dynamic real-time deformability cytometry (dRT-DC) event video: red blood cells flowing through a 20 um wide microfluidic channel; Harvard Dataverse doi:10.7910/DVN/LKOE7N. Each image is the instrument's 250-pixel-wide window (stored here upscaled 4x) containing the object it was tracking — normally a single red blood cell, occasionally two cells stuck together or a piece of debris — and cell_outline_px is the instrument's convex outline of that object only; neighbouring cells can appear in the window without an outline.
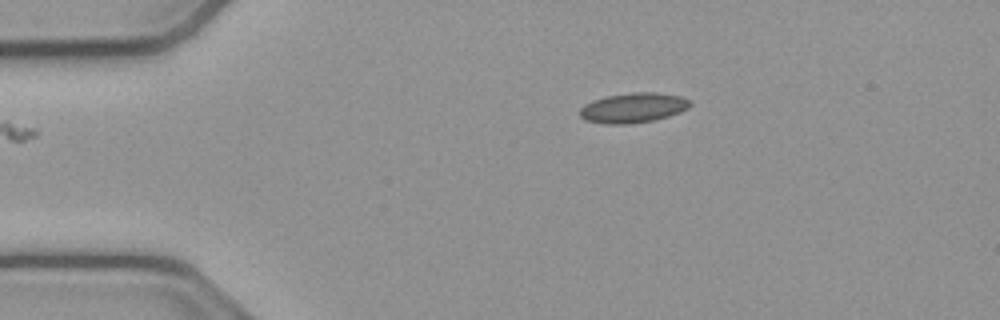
{"species": "common noctule bat (a hibernating species)", "species_latin": "Nyctalus noctula", "temperature_condition": "cold", "stored_images_in_passage": 44, "camera_frame_rate_fps": 3000, "um_per_image_px": 0.085, "animal": {"sex": "male", "body_mass_g": 23.1, "forearm_length_mm": 52.7}, "frame": {"image": 1, "passage_image": 1, "time_ms": 0.0, "image_size_px": [1000, 320], "cell_outline_px": [[692, 104], [688, 108], [680, 112], [668, 116], [652, 120], [628, 124], [604, 124], [584, 120], [580, 116], [580, 108], [584, 104], [592, 100], [608, 96], [632, 92], [656, 92], [680, 96], [688, 100]], "centroid_in_image_um": [53.79, 9.16], "position_along_channel_um": 31.2, "area_um2": 19.19}}
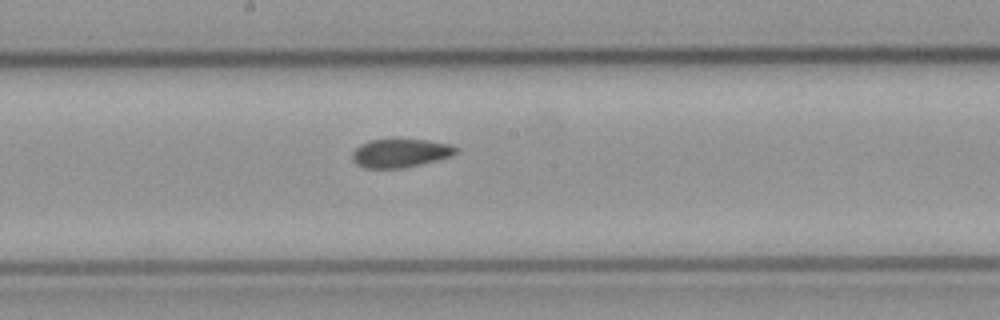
{"frame": {"image": 2, "passage_image": 19, "time_ms": 6.0, "image_size_px": [1000, 320], "cell_outline_px": [[460, 148], [452, 156], [404, 168], [364, 168], [356, 164], [352, 160], [352, 152], [360, 144], [368, 140], [424, 140], [452, 144]], "centroid_in_image_um": [34.02, 13.02], "position_along_channel_um": 214.2, "area_um2": 17.22}}
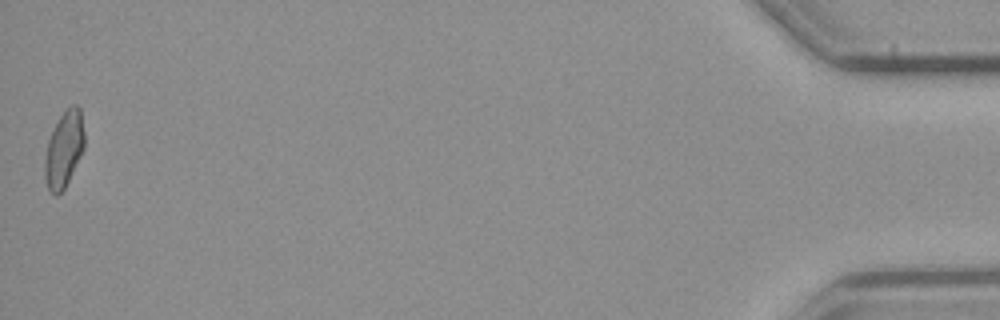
{"frame": {"image": 3, "passage_image": 44, "time_ms": 14.333, "image_size_px": [1000, 320], "cell_outline_px": [[84, 148], [64, 188], [56, 196], [48, 188], [44, 176], [44, 160], [48, 140], [60, 116], [72, 104], [76, 104], [80, 108], [84, 132]], "centroid_in_image_um": [5.43, 12.67], "position_along_channel_um": 429.8, "area_um2": 17.22}, "authors_computed_cell_mechanics": {"area_um2": 17.6001, "velocity_mm_per_s": 3.8383, "shape_relaxation_time_tau1_ms": null, "shape_relaxation_time_tau2_ms": 2.3581, "deformation_change_tau1": null, "deformation_change_tau2": 0.084}}